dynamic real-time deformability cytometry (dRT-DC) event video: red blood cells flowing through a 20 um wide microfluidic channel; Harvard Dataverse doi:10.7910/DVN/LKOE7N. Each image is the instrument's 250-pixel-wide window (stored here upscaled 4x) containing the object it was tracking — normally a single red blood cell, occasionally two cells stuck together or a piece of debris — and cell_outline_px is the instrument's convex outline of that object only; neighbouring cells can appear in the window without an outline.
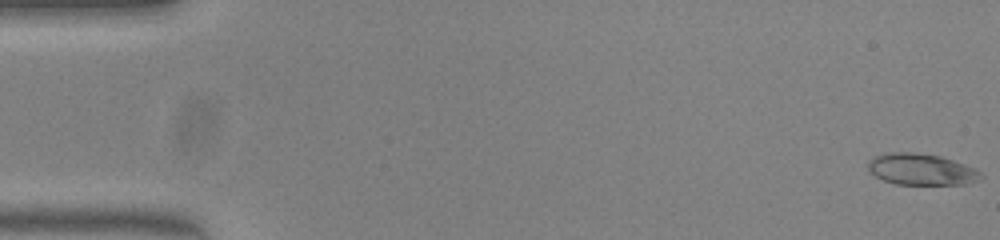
{"species": "common noctule bat (a hibernating species)", "species_latin": "Nyctalus noctula", "temperature_condition": "warm", "stored_images_in_passage": 53, "camera_frame_rate_fps": 3000, "um_per_image_px": 0.085, "animal": {"sex": "female", "body_mass_g": 23.0, "forearm_length_mm": 53.4}, "frame": {"image": 1, "passage_image": 1, "time_ms": 0.0, "image_size_px": [1000, 240], "cell_outline_px": [[984, 176], [976, 180], [964, 184], [896, 184], [884, 180], [876, 176], [868, 168], [868, 160], [876, 156], [888, 152], [912, 152], [940, 156], [976, 168]], "centroid_in_image_um": [78.31, 14.39], "position_along_channel_um": 6.7, "area_um2": 20.4}}
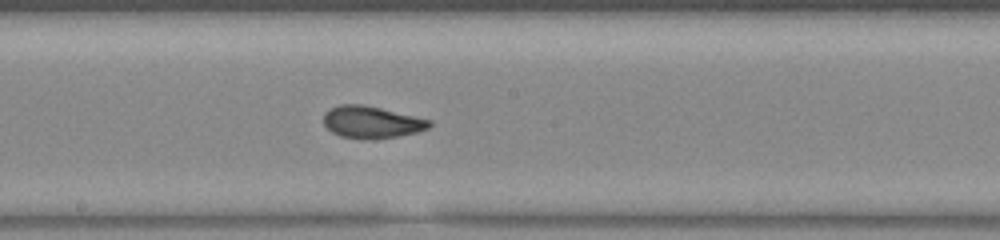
{"frame": {"image": 2, "passage_image": 28, "time_ms": 9.0, "image_size_px": [1000, 240], "cell_outline_px": [[432, 124], [428, 128], [416, 132], [396, 136], [364, 140], [340, 136], [332, 132], [324, 124], [324, 112], [328, 108], [340, 104], [360, 104], [380, 108], [432, 120]], "centroid_in_image_um": [31.55, 10.38], "position_along_channel_um": 216.6, "area_um2": 19.71}}
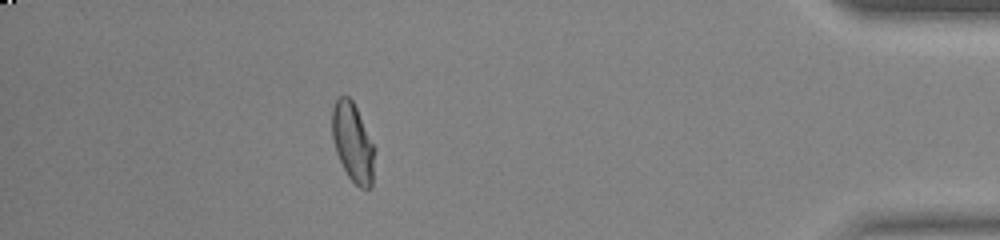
{"frame": {"image": 3, "passage_image": 46, "time_ms": 15.0, "image_size_px": [1000, 240], "cell_outline_px": [[376, 148], [372, 184], [368, 188], [360, 188], [348, 176], [336, 152], [332, 136], [332, 108], [336, 100], [340, 96], [348, 96], [352, 100]], "centroid_in_image_um": [30.0, 12.11], "position_along_channel_um": 405.2, "area_um2": 19.48}, "authors_computed_cell_mechanics": {"area_um2": 19.8832, "velocity_mm_per_s": 3.9947, "shape_relaxation_time_tau1_ms": 7.2729, "shape_relaxation_time_tau2_ms": 0.8204, "deformation_change_tau1": 0.2153, "deformation_change_tau2": 0.0541}}